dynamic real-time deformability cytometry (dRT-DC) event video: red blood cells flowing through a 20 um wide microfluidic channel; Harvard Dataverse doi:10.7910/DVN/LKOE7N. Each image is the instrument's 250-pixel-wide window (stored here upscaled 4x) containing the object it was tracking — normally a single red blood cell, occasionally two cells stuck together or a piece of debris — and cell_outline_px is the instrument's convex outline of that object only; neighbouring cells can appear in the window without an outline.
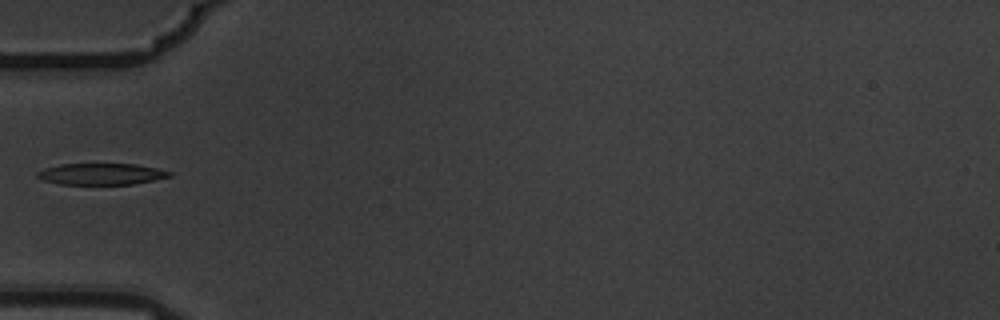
{"species": "common noctule bat (a hibernating species)", "species_latin": "Nyctalus noctula", "temperature_condition": "warm", "stored_images_in_passage": 4, "camera_frame_rate_fps": 3000, "um_per_image_px": 0.085, "animal": {"sex": "male", "body_mass_g": 19.5, "forearm_length_mm": 54.6}, "frame": {"image": 1, "passage_image": 3, "time_ms": 0.667, "image_size_px": [1000, 320], "cell_outline_px": [[172, 176], [132, 184], [60, 184], [44, 180], [36, 176], [36, 172], [44, 168], [60, 164], [136, 164], [156, 168], [172, 172]], "centroid_in_image_um": [8.59, 14.78], "position_along_channel_um": 76.4, "area_um2": 16.36}}
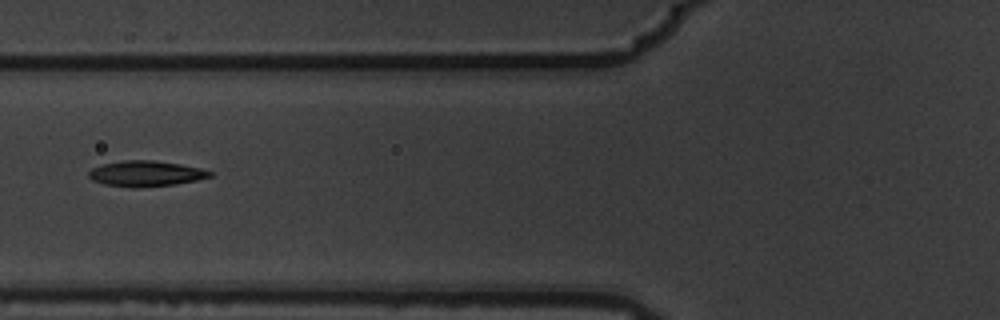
{"frame": {"image": 2, "passage_image": 4, "time_ms": 1.0, "image_size_px": [1000, 320], "cell_outline_px": [[212, 176], [196, 180], [176, 184], [140, 188], [132, 188], [104, 184], [92, 180], [88, 176], [88, 172], [92, 168], [104, 164], [124, 160], [156, 160], [180, 164], [200, 168], [212, 172]], "centroid_in_image_um": [12.38, 14.76], "position_along_channel_um": 113.4, "area_um2": 18.15}}